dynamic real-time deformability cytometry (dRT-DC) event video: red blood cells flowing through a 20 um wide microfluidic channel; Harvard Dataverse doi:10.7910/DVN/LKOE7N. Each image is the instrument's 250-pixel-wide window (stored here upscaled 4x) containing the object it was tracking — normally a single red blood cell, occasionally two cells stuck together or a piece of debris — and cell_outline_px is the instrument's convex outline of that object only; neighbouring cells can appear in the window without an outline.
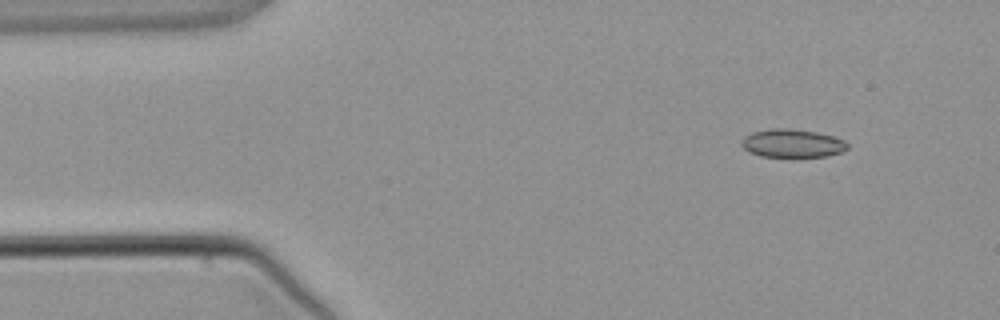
{"species": "common noctule bat (a hibernating species)", "species_latin": "Nyctalus noctula", "temperature_condition": "warm", "stored_images_in_passage": 3, "camera_frame_rate_fps": 3000, "um_per_image_px": 0.085, "animal": {"sex": "male", "body_mass_g": 21.5, "forearm_length_mm": 52.0}, "frame": {"image": 1, "passage_image": 1, "time_ms": 0.0, "image_size_px": [1000, 320], "cell_outline_px": [[848, 148], [840, 152], [828, 156], [796, 160], [792, 160], [760, 156], [748, 152], [740, 144], [740, 140], [744, 136], [752, 132], [768, 128], [788, 128], [816, 132], [832, 136], [844, 140], [848, 144]], "centroid_in_image_um": [67.3, 12.24], "position_along_channel_um": 17.7, "area_um2": 18.5}}
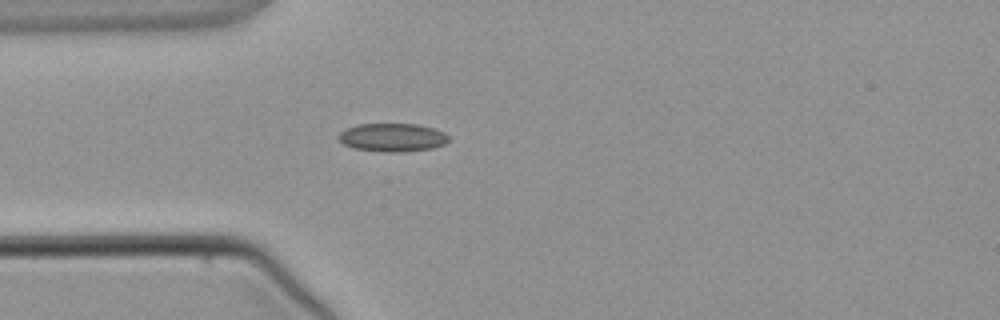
{"frame": {"image": 2, "passage_image": 3, "time_ms": 2.333, "image_size_px": [1000, 320], "cell_outline_px": [[448, 140], [444, 144], [432, 148], [396, 152], [388, 152], [352, 148], [344, 144], [336, 136], [340, 132], [348, 128], [360, 124], [416, 124], [432, 128], [444, 132], [448, 136]], "centroid_in_image_um": [33.34, 11.68], "position_along_channel_um": 51.7, "area_um2": 17.92}}